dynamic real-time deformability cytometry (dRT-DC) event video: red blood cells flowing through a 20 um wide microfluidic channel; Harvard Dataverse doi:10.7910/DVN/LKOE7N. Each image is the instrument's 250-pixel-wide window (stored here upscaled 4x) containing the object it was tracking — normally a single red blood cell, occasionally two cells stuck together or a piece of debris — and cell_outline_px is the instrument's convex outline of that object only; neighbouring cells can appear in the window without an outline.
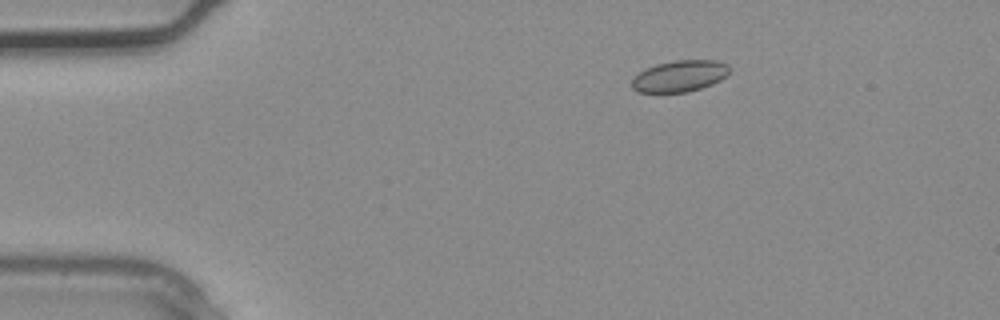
{"species": "common noctule bat (a hibernating species)", "species_latin": "Nyctalus noctula", "temperature_condition": "warm", "stored_images_in_passage": 2, "camera_frame_rate_fps": 3000, "um_per_image_px": 0.085, "animal": {"sex": "male", "body_mass_g": 20.4}, "frame": {"image": 1, "passage_image": 2, "time_ms": 0.333, "image_size_px": [1000, 320], "cell_outline_px": [[732, 68], [720, 80], [712, 84], [688, 92], [636, 92], [632, 88], [632, 80], [644, 68], [656, 64], [676, 60], [716, 60], [728, 64]], "centroid_in_image_um": [57.78, 6.46], "position_along_channel_um": 27.2, "area_um2": 17.86}}